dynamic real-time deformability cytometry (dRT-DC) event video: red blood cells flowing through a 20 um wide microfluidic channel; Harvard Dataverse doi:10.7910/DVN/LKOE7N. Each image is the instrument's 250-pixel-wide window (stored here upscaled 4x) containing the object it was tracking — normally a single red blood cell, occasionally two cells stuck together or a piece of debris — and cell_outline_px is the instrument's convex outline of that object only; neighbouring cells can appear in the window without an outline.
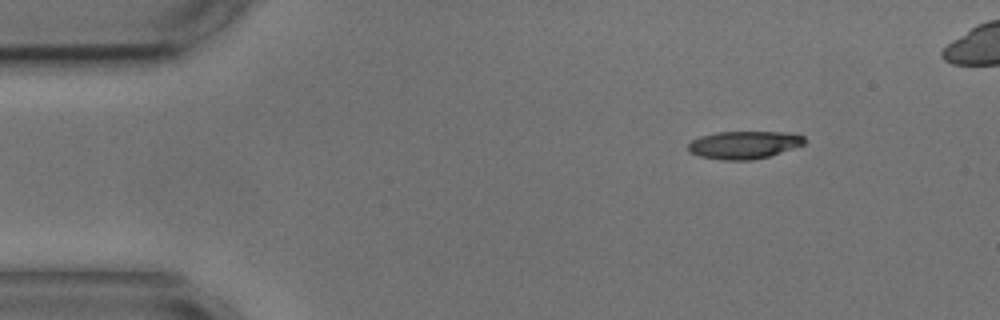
{"species": "common noctule bat (a hibernating species)", "species_latin": "Nyctalus noctula", "temperature_condition": "cold", "stored_images_in_passage": 5, "segment_of_instrument_passage": [2, 2], "camera_frame_rate_fps": 3000, "um_per_image_px": 0.085, "animal": {"sex": "male", "body_mass_g": 17.9, "forearm_length_mm": 54.2}, "frame": {"image": 1, "passage_image": 5, "time_ms": 5.667, "image_size_px": [1000, 320], "cell_outline_px": [[804, 144], [768, 156], [752, 160], [724, 160], [700, 156], [688, 152], [688, 144], [692, 140], [700, 136], [716, 132], [784, 132], [804, 136]], "centroid_in_image_um": [63.19, 12.31], "position_along_channel_um": 21.8, "area_um2": 18.61}}